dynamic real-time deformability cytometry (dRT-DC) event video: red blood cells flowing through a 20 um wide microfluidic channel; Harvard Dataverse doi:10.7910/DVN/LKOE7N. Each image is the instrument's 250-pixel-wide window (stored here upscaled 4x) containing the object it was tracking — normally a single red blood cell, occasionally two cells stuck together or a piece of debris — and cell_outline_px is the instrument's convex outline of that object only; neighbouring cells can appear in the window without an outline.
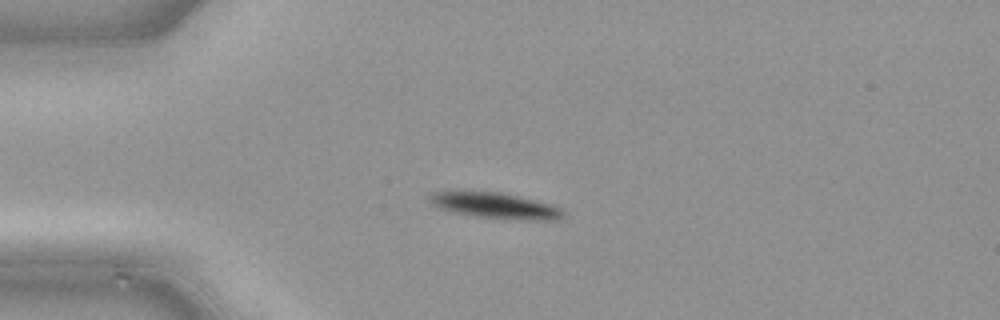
{"species": "common noctule bat (a hibernating species)", "species_latin": "Nyctalus noctula", "temperature_condition": "cold", "stored_images_in_passage": 38, "camera_frame_rate_fps": 3000, "um_per_image_px": 0.085, "animal": {"sex": "male", "body_mass_g": 21.5, "forearm_length_mm": 52.0}, "frame": {"image": 1, "passage_image": 12, "time_ms": 3.667, "image_size_px": [1000, 320], "cell_outline_px": [[564, 212], [560, 220], [536, 220], [476, 216], [456, 212], [440, 208], [432, 204], [428, 200], [428, 196], [432, 192], [500, 192], [552, 204], [560, 208]], "centroid_in_image_um": [42.13, 17.47], "position_along_channel_um": 42.9, "area_um2": 19.54}}